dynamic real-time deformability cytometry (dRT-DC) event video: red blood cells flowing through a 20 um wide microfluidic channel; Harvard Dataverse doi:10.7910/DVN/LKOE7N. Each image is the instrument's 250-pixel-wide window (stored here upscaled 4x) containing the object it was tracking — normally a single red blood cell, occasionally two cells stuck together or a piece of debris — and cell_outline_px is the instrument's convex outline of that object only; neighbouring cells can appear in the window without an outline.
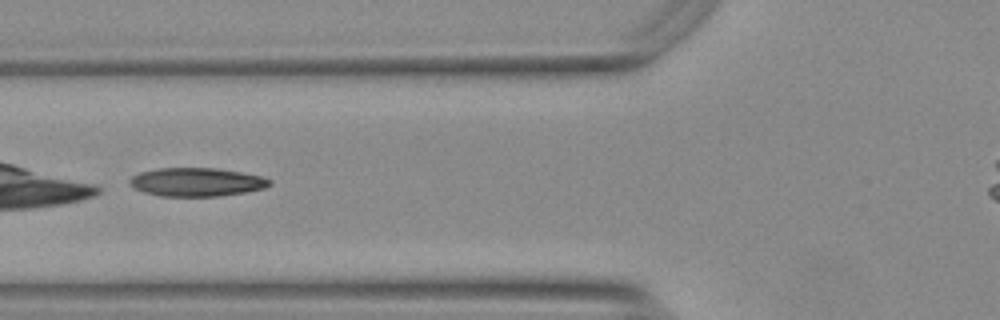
{"species": "Egyptian fruit bat (a non-hibernating species)", "species_latin": "Rousettus aegyptiacus", "temperature_condition": "warm", "stored_images_in_passage": 36, "camera_frame_rate_fps": 3000, "um_per_image_px": 0.085, "animal": {"sex": "female"}, "frame": {"image": 1, "passage_image": 6, "time_ms": 1.667, "image_size_px": [1000, 320], "cell_outline_px": [[272, 184], [264, 188], [244, 192], [216, 196], [160, 196], [144, 192], [136, 188], [128, 180], [132, 176], [140, 172], [160, 168], [216, 168], [240, 172], [260, 176], [272, 180]], "centroid_in_image_um": [16.72, 15.47], "position_along_channel_um": 109.1, "area_um2": 23.0}}